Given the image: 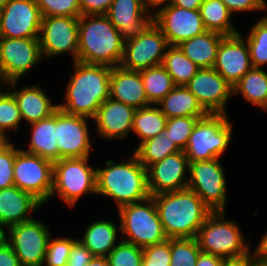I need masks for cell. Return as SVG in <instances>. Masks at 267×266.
I'll return each instance as SVG.
<instances>
[{
  "label": "cell",
  "mask_w": 267,
  "mask_h": 266,
  "mask_svg": "<svg viewBox=\"0 0 267 266\" xmlns=\"http://www.w3.org/2000/svg\"><path fill=\"white\" fill-rule=\"evenodd\" d=\"M65 88V103L58 108L65 113L93 119L101 103L109 98L111 68L75 61Z\"/></svg>",
  "instance_id": "6da1fadb"
},
{
  "label": "cell",
  "mask_w": 267,
  "mask_h": 266,
  "mask_svg": "<svg viewBox=\"0 0 267 266\" xmlns=\"http://www.w3.org/2000/svg\"><path fill=\"white\" fill-rule=\"evenodd\" d=\"M152 197L168 239L196 238L198 230L213 212L194 191L188 188Z\"/></svg>",
  "instance_id": "7a4b0ae2"
},
{
  "label": "cell",
  "mask_w": 267,
  "mask_h": 266,
  "mask_svg": "<svg viewBox=\"0 0 267 266\" xmlns=\"http://www.w3.org/2000/svg\"><path fill=\"white\" fill-rule=\"evenodd\" d=\"M124 41L106 15H81L77 61L115 67L121 64Z\"/></svg>",
  "instance_id": "3957f363"
},
{
  "label": "cell",
  "mask_w": 267,
  "mask_h": 266,
  "mask_svg": "<svg viewBox=\"0 0 267 266\" xmlns=\"http://www.w3.org/2000/svg\"><path fill=\"white\" fill-rule=\"evenodd\" d=\"M106 166L96 168V195H104L121 206L140 202L150 197L147 169L132 153L129 160L114 163L106 159Z\"/></svg>",
  "instance_id": "277c9868"
},
{
  "label": "cell",
  "mask_w": 267,
  "mask_h": 266,
  "mask_svg": "<svg viewBox=\"0 0 267 266\" xmlns=\"http://www.w3.org/2000/svg\"><path fill=\"white\" fill-rule=\"evenodd\" d=\"M121 240L139 247L159 244L168 238L152 196L118 208Z\"/></svg>",
  "instance_id": "5b68a950"
},
{
  "label": "cell",
  "mask_w": 267,
  "mask_h": 266,
  "mask_svg": "<svg viewBox=\"0 0 267 266\" xmlns=\"http://www.w3.org/2000/svg\"><path fill=\"white\" fill-rule=\"evenodd\" d=\"M225 215V211L212 212L198 230L196 240L201 252L222 258L247 254L249 242H245L239 225Z\"/></svg>",
  "instance_id": "8992f818"
},
{
  "label": "cell",
  "mask_w": 267,
  "mask_h": 266,
  "mask_svg": "<svg viewBox=\"0 0 267 266\" xmlns=\"http://www.w3.org/2000/svg\"><path fill=\"white\" fill-rule=\"evenodd\" d=\"M84 194L96 195V168L89 165V156L53 162L51 198L58 196L72 208Z\"/></svg>",
  "instance_id": "52a82bcc"
},
{
  "label": "cell",
  "mask_w": 267,
  "mask_h": 266,
  "mask_svg": "<svg viewBox=\"0 0 267 266\" xmlns=\"http://www.w3.org/2000/svg\"><path fill=\"white\" fill-rule=\"evenodd\" d=\"M227 114H208L196 123L184 150L189 162L220 158L232 139Z\"/></svg>",
  "instance_id": "ba28073f"
},
{
  "label": "cell",
  "mask_w": 267,
  "mask_h": 266,
  "mask_svg": "<svg viewBox=\"0 0 267 266\" xmlns=\"http://www.w3.org/2000/svg\"><path fill=\"white\" fill-rule=\"evenodd\" d=\"M14 185L32 194L43 205L51 199L53 162L16 147Z\"/></svg>",
  "instance_id": "9c48e42d"
},
{
  "label": "cell",
  "mask_w": 267,
  "mask_h": 266,
  "mask_svg": "<svg viewBox=\"0 0 267 266\" xmlns=\"http://www.w3.org/2000/svg\"><path fill=\"white\" fill-rule=\"evenodd\" d=\"M225 176L220 158L190 162L187 188L194 191L213 212H226Z\"/></svg>",
  "instance_id": "30bf717a"
},
{
  "label": "cell",
  "mask_w": 267,
  "mask_h": 266,
  "mask_svg": "<svg viewBox=\"0 0 267 266\" xmlns=\"http://www.w3.org/2000/svg\"><path fill=\"white\" fill-rule=\"evenodd\" d=\"M3 238L12 247L21 266H43L51 232L48 225L32 219L7 228ZM8 236V237H7Z\"/></svg>",
  "instance_id": "8fae6325"
},
{
  "label": "cell",
  "mask_w": 267,
  "mask_h": 266,
  "mask_svg": "<svg viewBox=\"0 0 267 266\" xmlns=\"http://www.w3.org/2000/svg\"><path fill=\"white\" fill-rule=\"evenodd\" d=\"M79 17L50 16L42 17L39 44L42 58L72 55L77 61Z\"/></svg>",
  "instance_id": "7c38bea8"
},
{
  "label": "cell",
  "mask_w": 267,
  "mask_h": 266,
  "mask_svg": "<svg viewBox=\"0 0 267 266\" xmlns=\"http://www.w3.org/2000/svg\"><path fill=\"white\" fill-rule=\"evenodd\" d=\"M153 23L166 37L168 45L172 46L207 31L199 9H185L171 3L160 6L153 12Z\"/></svg>",
  "instance_id": "4fadbf2b"
},
{
  "label": "cell",
  "mask_w": 267,
  "mask_h": 266,
  "mask_svg": "<svg viewBox=\"0 0 267 266\" xmlns=\"http://www.w3.org/2000/svg\"><path fill=\"white\" fill-rule=\"evenodd\" d=\"M166 37L152 22L137 38L124 42L121 66L125 69L141 71L163 63Z\"/></svg>",
  "instance_id": "5bb4252c"
},
{
  "label": "cell",
  "mask_w": 267,
  "mask_h": 266,
  "mask_svg": "<svg viewBox=\"0 0 267 266\" xmlns=\"http://www.w3.org/2000/svg\"><path fill=\"white\" fill-rule=\"evenodd\" d=\"M0 59L4 80L19 81L43 59L39 38L0 37Z\"/></svg>",
  "instance_id": "9a60e30c"
},
{
  "label": "cell",
  "mask_w": 267,
  "mask_h": 266,
  "mask_svg": "<svg viewBox=\"0 0 267 266\" xmlns=\"http://www.w3.org/2000/svg\"><path fill=\"white\" fill-rule=\"evenodd\" d=\"M88 117L56 110V139L58 160L90 156L92 142L89 135Z\"/></svg>",
  "instance_id": "2e32d148"
},
{
  "label": "cell",
  "mask_w": 267,
  "mask_h": 266,
  "mask_svg": "<svg viewBox=\"0 0 267 266\" xmlns=\"http://www.w3.org/2000/svg\"><path fill=\"white\" fill-rule=\"evenodd\" d=\"M41 19L36 0H9L0 10V37L39 38Z\"/></svg>",
  "instance_id": "e0dca14e"
},
{
  "label": "cell",
  "mask_w": 267,
  "mask_h": 266,
  "mask_svg": "<svg viewBox=\"0 0 267 266\" xmlns=\"http://www.w3.org/2000/svg\"><path fill=\"white\" fill-rule=\"evenodd\" d=\"M185 86L209 114H227L233 86L214 68H201Z\"/></svg>",
  "instance_id": "ac0fdd59"
},
{
  "label": "cell",
  "mask_w": 267,
  "mask_h": 266,
  "mask_svg": "<svg viewBox=\"0 0 267 266\" xmlns=\"http://www.w3.org/2000/svg\"><path fill=\"white\" fill-rule=\"evenodd\" d=\"M190 162L184 151L167 156L147 168L151 196L187 188Z\"/></svg>",
  "instance_id": "d6986e66"
},
{
  "label": "cell",
  "mask_w": 267,
  "mask_h": 266,
  "mask_svg": "<svg viewBox=\"0 0 267 266\" xmlns=\"http://www.w3.org/2000/svg\"><path fill=\"white\" fill-rule=\"evenodd\" d=\"M240 33L224 36L213 67L232 86L252 68L247 41Z\"/></svg>",
  "instance_id": "ffe728a7"
},
{
  "label": "cell",
  "mask_w": 267,
  "mask_h": 266,
  "mask_svg": "<svg viewBox=\"0 0 267 266\" xmlns=\"http://www.w3.org/2000/svg\"><path fill=\"white\" fill-rule=\"evenodd\" d=\"M106 16L124 42L137 38L153 22V12L142 0H113Z\"/></svg>",
  "instance_id": "44dd1931"
},
{
  "label": "cell",
  "mask_w": 267,
  "mask_h": 266,
  "mask_svg": "<svg viewBox=\"0 0 267 266\" xmlns=\"http://www.w3.org/2000/svg\"><path fill=\"white\" fill-rule=\"evenodd\" d=\"M135 112V108L110 97L104 100L92 119L98 137L103 140L125 139L132 131Z\"/></svg>",
  "instance_id": "7402d4cb"
},
{
  "label": "cell",
  "mask_w": 267,
  "mask_h": 266,
  "mask_svg": "<svg viewBox=\"0 0 267 266\" xmlns=\"http://www.w3.org/2000/svg\"><path fill=\"white\" fill-rule=\"evenodd\" d=\"M17 82L11 81L6 87L17 101L20 116L28 124L50 117L58 109V103L53 104L51 98L36 84L17 87ZM20 88V89H18Z\"/></svg>",
  "instance_id": "603a6c76"
},
{
  "label": "cell",
  "mask_w": 267,
  "mask_h": 266,
  "mask_svg": "<svg viewBox=\"0 0 267 266\" xmlns=\"http://www.w3.org/2000/svg\"><path fill=\"white\" fill-rule=\"evenodd\" d=\"M43 204L32 194L15 185L0 189V229L34 219L32 212Z\"/></svg>",
  "instance_id": "cb8c5ba5"
},
{
  "label": "cell",
  "mask_w": 267,
  "mask_h": 266,
  "mask_svg": "<svg viewBox=\"0 0 267 266\" xmlns=\"http://www.w3.org/2000/svg\"><path fill=\"white\" fill-rule=\"evenodd\" d=\"M109 97L136 110L152 105L146 96L140 71L125 69L121 65L111 68Z\"/></svg>",
  "instance_id": "d4e9b609"
},
{
  "label": "cell",
  "mask_w": 267,
  "mask_h": 266,
  "mask_svg": "<svg viewBox=\"0 0 267 266\" xmlns=\"http://www.w3.org/2000/svg\"><path fill=\"white\" fill-rule=\"evenodd\" d=\"M118 230L120 232V225L117 228V225L110 219H96L87 226L84 236L78 240L94 257H107L119 244L117 241Z\"/></svg>",
  "instance_id": "484cf974"
},
{
  "label": "cell",
  "mask_w": 267,
  "mask_h": 266,
  "mask_svg": "<svg viewBox=\"0 0 267 266\" xmlns=\"http://www.w3.org/2000/svg\"><path fill=\"white\" fill-rule=\"evenodd\" d=\"M224 36L215 31H205L203 34L183 41L177 46L198 67L213 68L219 44Z\"/></svg>",
  "instance_id": "4316f807"
},
{
  "label": "cell",
  "mask_w": 267,
  "mask_h": 266,
  "mask_svg": "<svg viewBox=\"0 0 267 266\" xmlns=\"http://www.w3.org/2000/svg\"><path fill=\"white\" fill-rule=\"evenodd\" d=\"M31 132L30 142L24 151L36 154L52 162L58 161V147L56 139V111L50 117L29 124Z\"/></svg>",
  "instance_id": "83f0119b"
},
{
  "label": "cell",
  "mask_w": 267,
  "mask_h": 266,
  "mask_svg": "<svg viewBox=\"0 0 267 266\" xmlns=\"http://www.w3.org/2000/svg\"><path fill=\"white\" fill-rule=\"evenodd\" d=\"M156 105L167 119L185 116L205 117L209 114L186 86H175Z\"/></svg>",
  "instance_id": "f1b7e54d"
},
{
  "label": "cell",
  "mask_w": 267,
  "mask_h": 266,
  "mask_svg": "<svg viewBox=\"0 0 267 266\" xmlns=\"http://www.w3.org/2000/svg\"><path fill=\"white\" fill-rule=\"evenodd\" d=\"M237 93L254 107L267 111V72L263 68L252 67L233 86V95Z\"/></svg>",
  "instance_id": "f546056e"
},
{
  "label": "cell",
  "mask_w": 267,
  "mask_h": 266,
  "mask_svg": "<svg viewBox=\"0 0 267 266\" xmlns=\"http://www.w3.org/2000/svg\"><path fill=\"white\" fill-rule=\"evenodd\" d=\"M199 10L207 31H215L225 36L239 33L231 21L232 13L222 0H205Z\"/></svg>",
  "instance_id": "4dcf8cb0"
},
{
  "label": "cell",
  "mask_w": 267,
  "mask_h": 266,
  "mask_svg": "<svg viewBox=\"0 0 267 266\" xmlns=\"http://www.w3.org/2000/svg\"><path fill=\"white\" fill-rule=\"evenodd\" d=\"M167 117L161 112L157 105H150L137 109L134 114L132 133L139 137V145L161 134L165 129Z\"/></svg>",
  "instance_id": "1f68e13d"
},
{
  "label": "cell",
  "mask_w": 267,
  "mask_h": 266,
  "mask_svg": "<svg viewBox=\"0 0 267 266\" xmlns=\"http://www.w3.org/2000/svg\"><path fill=\"white\" fill-rule=\"evenodd\" d=\"M162 65L176 86H185L201 69L187 58L178 46L172 45L166 48Z\"/></svg>",
  "instance_id": "d6a6232c"
},
{
  "label": "cell",
  "mask_w": 267,
  "mask_h": 266,
  "mask_svg": "<svg viewBox=\"0 0 267 266\" xmlns=\"http://www.w3.org/2000/svg\"><path fill=\"white\" fill-rule=\"evenodd\" d=\"M148 101L156 105L176 85L165 67L160 64L140 71Z\"/></svg>",
  "instance_id": "836d02e7"
},
{
  "label": "cell",
  "mask_w": 267,
  "mask_h": 266,
  "mask_svg": "<svg viewBox=\"0 0 267 266\" xmlns=\"http://www.w3.org/2000/svg\"><path fill=\"white\" fill-rule=\"evenodd\" d=\"M180 151L175 142H172L169 137L159 134L142 142L133 153L147 169L150 165Z\"/></svg>",
  "instance_id": "e575fe53"
},
{
  "label": "cell",
  "mask_w": 267,
  "mask_h": 266,
  "mask_svg": "<svg viewBox=\"0 0 267 266\" xmlns=\"http://www.w3.org/2000/svg\"><path fill=\"white\" fill-rule=\"evenodd\" d=\"M252 67L262 68L267 64V15L261 17L246 37Z\"/></svg>",
  "instance_id": "d590c367"
},
{
  "label": "cell",
  "mask_w": 267,
  "mask_h": 266,
  "mask_svg": "<svg viewBox=\"0 0 267 266\" xmlns=\"http://www.w3.org/2000/svg\"><path fill=\"white\" fill-rule=\"evenodd\" d=\"M201 118L203 117L185 116L169 118L161 134L165 137H169L181 151H184L193 128Z\"/></svg>",
  "instance_id": "8d00e7d4"
},
{
  "label": "cell",
  "mask_w": 267,
  "mask_h": 266,
  "mask_svg": "<svg viewBox=\"0 0 267 266\" xmlns=\"http://www.w3.org/2000/svg\"><path fill=\"white\" fill-rule=\"evenodd\" d=\"M200 253L196 238H171L170 266H196Z\"/></svg>",
  "instance_id": "74e56055"
},
{
  "label": "cell",
  "mask_w": 267,
  "mask_h": 266,
  "mask_svg": "<svg viewBox=\"0 0 267 266\" xmlns=\"http://www.w3.org/2000/svg\"><path fill=\"white\" fill-rule=\"evenodd\" d=\"M22 119L13 94L6 88L0 93V134L8 137L7 131H18Z\"/></svg>",
  "instance_id": "f35d334b"
},
{
  "label": "cell",
  "mask_w": 267,
  "mask_h": 266,
  "mask_svg": "<svg viewBox=\"0 0 267 266\" xmlns=\"http://www.w3.org/2000/svg\"><path fill=\"white\" fill-rule=\"evenodd\" d=\"M110 266H142L143 249L123 240L107 255Z\"/></svg>",
  "instance_id": "ab89813d"
},
{
  "label": "cell",
  "mask_w": 267,
  "mask_h": 266,
  "mask_svg": "<svg viewBox=\"0 0 267 266\" xmlns=\"http://www.w3.org/2000/svg\"><path fill=\"white\" fill-rule=\"evenodd\" d=\"M76 238L58 237L49 238L45 253L44 266H66L72 245L77 241Z\"/></svg>",
  "instance_id": "60d3db41"
},
{
  "label": "cell",
  "mask_w": 267,
  "mask_h": 266,
  "mask_svg": "<svg viewBox=\"0 0 267 266\" xmlns=\"http://www.w3.org/2000/svg\"><path fill=\"white\" fill-rule=\"evenodd\" d=\"M36 2L42 17L81 16L78 0H36Z\"/></svg>",
  "instance_id": "b9f144b4"
},
{
  "label": "cell",
  "mask_w": 267,
  "mask_h": 266,
  "mask_svg": "<svg viewBox=\"0 0 267 266\" xmlns=\"http://www.w3.org/2000/svg\"><path fill=\"white\" fill-rule=\"evenodd\" d=\"M142 266H170L171 239L143 247Z\"/></svg>",
  "instance_id": "7bdbcfd3"
},
{
  "label": "cell",
  "mask_w": 267,
  "mask_h": 266,
  "mask_svg": "<svg viewBox=\"0 0 267 266\" xmlns=\"http://www.w3.org/2000/svg\"><path fill=\"white\" fill-rule=\"evenodd\" d=\"M16 148L10 141L0 149V189L14 185V160Z\"/></svg>",
  "instance_id": "ee69618b"
},
{
  "label": "cell",
  "mask_w": 267,
  "mask_h": 266,
  "mask_svg": "<svg viewBox=\"0 0 267 266\" xmlns=\"http://www.w3.org/2000/svg\"><path fill=\"white\" fill-rule=\"evenodd\" d=\"M229 11L238 12L266 11L267 5L262 0H222Z\"/></svg>",
  "instance_id": "f6af8a7d"
},
{
  "label": "cell",
  "mask_w": 267,
  "mask_h": 266,
  "mask_svg": "<svg viewBox=\"0 0 267 266\" xmlns=\"http://www.w3.org/2000/svg\"><path fill=\"white\" fill-rule=\"evenodd\" d=\"M93 258V254L77 240L72 245L66 266H86Z\"/></svg>",
  "instance_id": "bcb514c9"
},
{
  "label": "cell",
  "mask_w": 267,
  "mask_h": 266,
  "mask_svg": "<svg viewBox=\"0 0 267 266\" xmlns=\"http://www.w3.org/2000/svg\"><path fill=\"white\" fill-rule=\"evenodd\" d=\"M113 0H78L81 15H106Z\"/></svg>",
  "instance_id": "7dc6e473"
},
{
  "label": "cell",
  "mask_w": 267,
  "mask_h": 266,
  "mask_svg": "<svg viewBox=\"0 0 267 266\" xmlns=\"http://www.w3.org/2000/svg\"><path fill=\"white\" fill-rule=\"evenodd\" d=\"M0 266H21L14 250L4 238L0 241Z\"/></svg>",
  "instance_id": "c3c4849f"
},
{
  "label": "cell",
  "mask_w": 267,
  "mask_h": 266,
  "mask_svg": "<svg viewBox=\"0 0 267 266\" xmlns=\"http://www.w3.org/2000/svg\"><path fill=\"white\" fill-rule=\"evenodd\" d=\"M222 266H252V251L238 257L223 258Z\"/></svg>",
  "instance_id": "681fc988"
},
{
  "label": "cell",
  "mask_w": 267,
  "mask_h": 266,
  "mask_svg": "<svg viewBox=\"0 0 267 266\" xmlns=\"http://www.w3.org/2000/svg\"><path fill=\"white\" fill-rule=\"evenodd\" d=\"M223 258L217 255L201 252L198 256L196 266H222Z\"/></svg>",
  "instance_id": "f907efd6"
},
{
  "label": "cell",
  "mask_w": 267,
  "mask_h": 266,
  "mask_svg": "<svg viewBox=\"0 0 267 266\" xmlns=\"http://www.w3.org/2000/svg\"><path fill=\"white\" fill-rule=\"evenodd\" d=\"M205 0H172L171 4L185 9L197 10Z\"/></svg>",
  "instance_id": "816d5d0a"
},
{
  "label": "cell",
  "mask_w": 267,
  "mask_h": 266,
  "mask_svg": "<svg viewBox=\"0 0 267 266\" xmlns=\"http://www.w3.org/2000/svg\"><path fill=\"white\" fill-rule=\"evenodd\" d=\"M254 250L255 256L267 260V231L263 234L260 242Z\"/></svg>",
  "instance_id": "f5cc1de1"
},
{
  "label": "cell",
  "mask_w": 267,
  "mask_h": 266,
  "mask_svg": "<svg viewBox=\"0 0 267 266\" xmlns=\"http://www.w3.org/2000/svg\"><path fill=\"white\" fill-rule=\"evenodd\" d=\"M172 0H142L143 4L152 12L160 6L171 3Z\"/></svg>",
  "instance_id": "db71d44e"
},
{
  "label": "cell",
  "mask_w": 267,
  "mask_h": 266,
  "mask_svg": "<svg viewBox=\"0 0 267 266\" xmlns=\"http://www.w3.org/2000/svg\"><path fill=\"white\" fill-rule=\"evenodd\" d=\"M86 266H110L106 257H94Z\"/></svg>",
  "instance_id": "11a10c76"
},
{
  "label": "cell",
  "mask_w": 267,
  "mask_h": 266,
  "mask_svg": "<svg viewBox=\"0 0 267 266\" xmlns=\"http://www.w3.org/2000/svg\"><path fill=\"white\" fill-rule=\"evenodd\" d=\"M252 266H267V260L258 258L255 256L254 252H252Z\"/></svg>",
  "instance_id": "9f6ffc18"
},
{
  "label": "cell",
  "mask_w": 267,
  "mask_h": 266,
  "mask_svg": "<svg viewBox=\"0 0 267 266\" xmlns=\"http://www.w3.org/2000/svg\"><path fill=\"white\" fill-rule=\"evenodd\" d=\"M10 140L4 135L0 134V149H2Z\"/></svg>",
  "instance_id": "6f0895ef"
},
{
  "label": "cell",
  "mask_w": 267,
  "mask_h": 266,
  "mask_svg": "<svg viewBox=\"0 0 267 266\" xmlns=\"http://www.w3.org/2000/svg\"><path fill=\"white\" fill-rule=\"evenodd\" d=\"M6 84H7V82L0 76V90H1L2 86L6 87ZM1 92L2 91H0V93Z\"/></svg>",
  "instance_id": "680465c9"
},
{
  "label": "cell",
  "mask_w": 267,
  "mask_h": 266,
  "mask_svg": "<svg viewBox=\"0 0 267 266\" xmlns=\"http://www.w3.org/2000/svg\"><path fill=\"white\" fill-rule=\"evenodd\" d=\"M9 0H0V10L5 6Z\"/></svg>",
  "instance_id": "91938a15"
},
{
  "label": "cell",
  "mask_w": 267,
  "mask_h": 266,
  "mask_svg": "<svg viewBox=\"0 0 267 266\" xmlns=\"http://www.w3.org/2000/svg\"><path fill=\"white\" fill-rule=\"evenodd\" d=\"M0 76L4 79V70L1 64V59H0Z\"/></svg>",
  "instance_id": "94428289"
},
{
  "label": "cell",
  "mask_w": 267,
  "mask_h": 266,
  "mask_svg": "<svg viewBox=\"0 0 267 266\" xmlns=\"http://www.w3.org/2000/svg\"><path fill=\"white\" fill-rule=\"evenodd\" d=\"M3 233H4V232L0 229V241H1V240L3 239V237H4V236H3Z\"/></svg>",
  "instance_id": "6125c7cd"
}]
</instances>
